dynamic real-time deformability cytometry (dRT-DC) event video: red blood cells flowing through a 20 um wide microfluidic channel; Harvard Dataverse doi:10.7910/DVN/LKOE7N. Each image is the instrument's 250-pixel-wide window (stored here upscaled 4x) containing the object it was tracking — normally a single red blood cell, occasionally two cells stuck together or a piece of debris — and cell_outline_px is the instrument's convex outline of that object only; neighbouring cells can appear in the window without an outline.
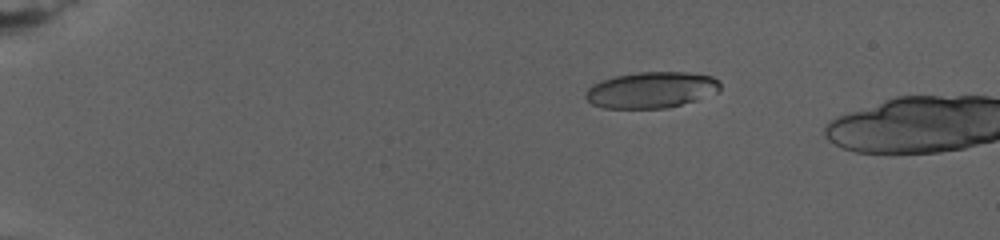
{"species": "human", "species_latin": "Homo sapiens", "temperature_condition": "warm", "stored_images_in_passage": 31, "camera_frame_rate_fps": 3000, "um_per_image_px": 0.085, "donor": {"sex": "female"}, "frame": {"image": 1, "passage_image": 22, "time_ms": 5.667, "image_size_px": [1000, 240], "cell_outline_px": [[720, 92], [696, 100], [664, 108], [604, 108], [592, 104], [584, 96], [588, 88], [592, 84], [600, 80], [616, 76], [640, 72], [688, 72], [712, 76], [720, 80]], "centroid_in_image_um": [55.38, 7.64], "position_along_channel_um": 29.6, "area_um2": 28.44}}